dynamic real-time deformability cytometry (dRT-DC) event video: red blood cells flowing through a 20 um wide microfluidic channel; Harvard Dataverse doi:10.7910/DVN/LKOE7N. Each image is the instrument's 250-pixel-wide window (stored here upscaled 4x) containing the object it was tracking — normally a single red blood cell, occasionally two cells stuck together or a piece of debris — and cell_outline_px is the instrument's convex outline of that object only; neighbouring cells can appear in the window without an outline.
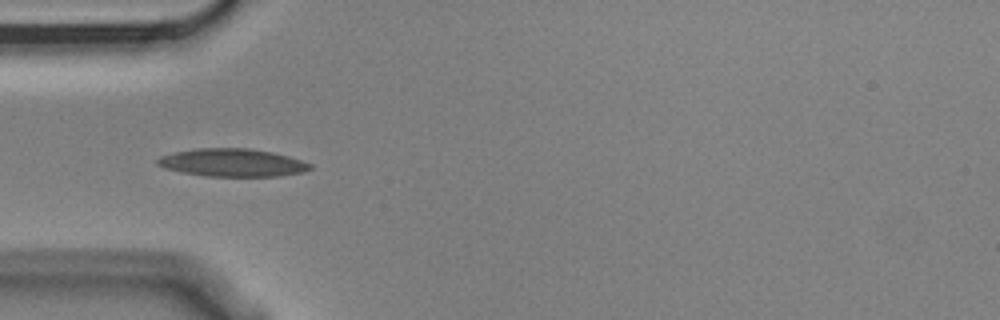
{"species": "Egyptian fruit bat (a non-hibernating species)", "species_latin": "Rousettus aegyptiacus", "temperature_condition": "cold", "stored_images_in_passage": 11, "camera_frame_rate_fps": 3000, "um_per_image_px": 0.085, "animal": {"sex": "male"}, "frame": {"image": 1, "passage_image": 1, "time_ms": 0.0, "image_size_px": [1000, 320], "cell_outline_px": [[312, 168], [304, 172], [280, 176], [208, 176], [180, 172], [164, 168], [156, 164], [156, 160], [160, 156], [176, 152], [196, 148], [248, 148], [272, 152], [288, 156], [312, 164]], "centroid_in_image_um": [19.74, 13.82], "position_along_channel_um": 65.3, "area_um2": 24.8}}
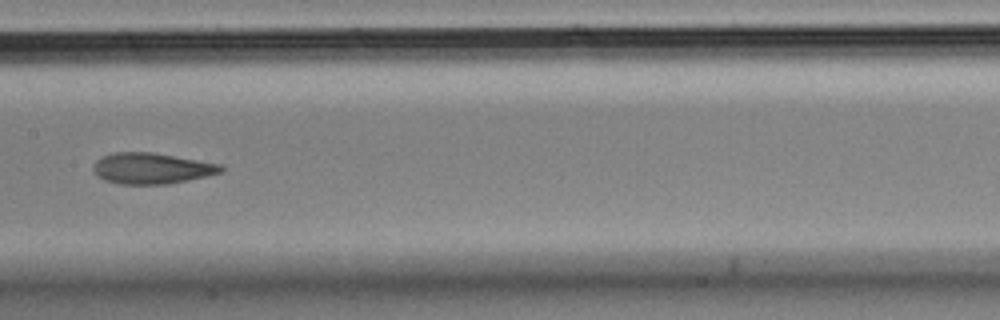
{"frame": {"image": 2, "passage_image": 4, "time_ms": 1.0, "image_size_px": [1000, 320], "cell_outline_px": [[224, 168], [220, 172], [208, 176], [168, 184], [120, 184], [104, 180], [96, 176], [92, 168], [96, 160], [112, 152], [152, 152], [220, 164]], "centroid_in_image_um": [12.85, 14.31], "position_along_channel_um": 194.5, "area_um2": 23.0}}
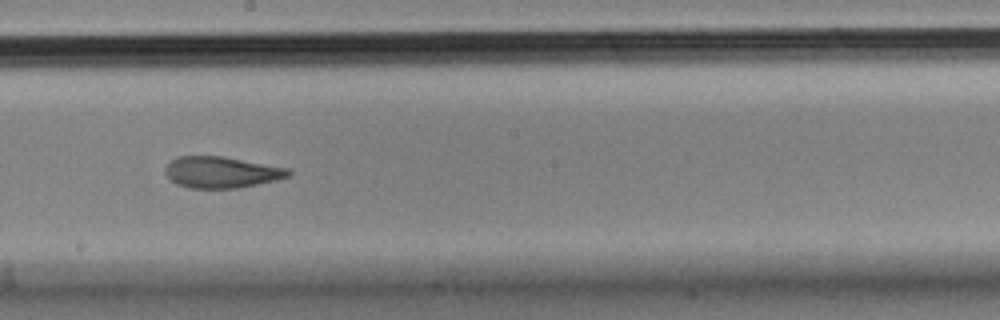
{"frame": {"image": 3, "passage_image": 5, "time_ms": 1.333, "image_size_px": [1000, 320], "cell_outline_px": [[292, 172], [288, 176], [276, 180], [236, 188], [188, 188], [176, 184], [164, 172], [164, 168], [176, 156], [220, 156], [288, 168]], "centroid_in_image_um": [18.78, 14.64], "position_along_channel_um": 229.4, "area_um2": 22.25}}